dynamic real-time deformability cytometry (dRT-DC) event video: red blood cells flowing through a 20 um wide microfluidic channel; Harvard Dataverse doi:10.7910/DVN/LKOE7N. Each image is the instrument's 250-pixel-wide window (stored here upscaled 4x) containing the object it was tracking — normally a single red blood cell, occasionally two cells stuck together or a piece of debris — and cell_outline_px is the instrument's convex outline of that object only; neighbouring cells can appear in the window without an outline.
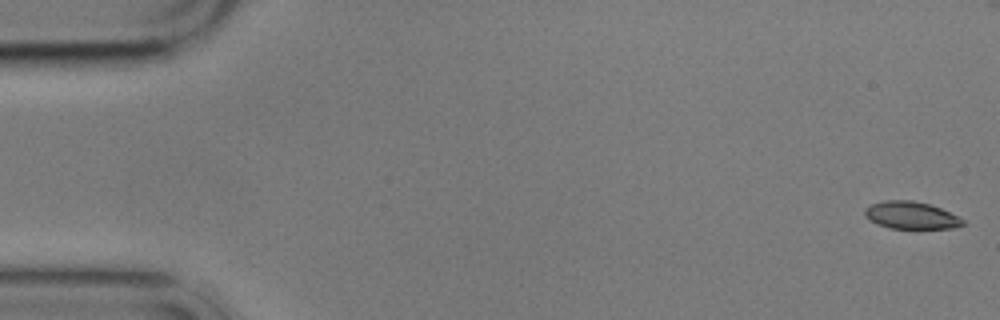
{"species": "common noctule bat (a hibernating species)", "species_latin": "Nyctalus noctula", "temperature_condition": "cold", "stored_images_in_passage": 15, "camera_frame_rate_fps": 3000, "um_per_image_px": 0.085, "animal": {"sex": "male", "body_mass_g": 17.9}, "frame": {"image": 1, "passage_image": 1, "time_ms": 0.0, "image_size_px": [1000, 320], "cell_outline_px": [[964, 224], [952, 228], [916, 232], [888, 228], [876, 224], [868, 220], [864, 216], [864, 208], [872, 204], [884, 200], [912, 200], [928, 204], [940, 208], [964, 220]], "centroid_in_image_um": [77.4, 18.37], "position_along_channel_um": 7.6, "area_um2": 16.47}}
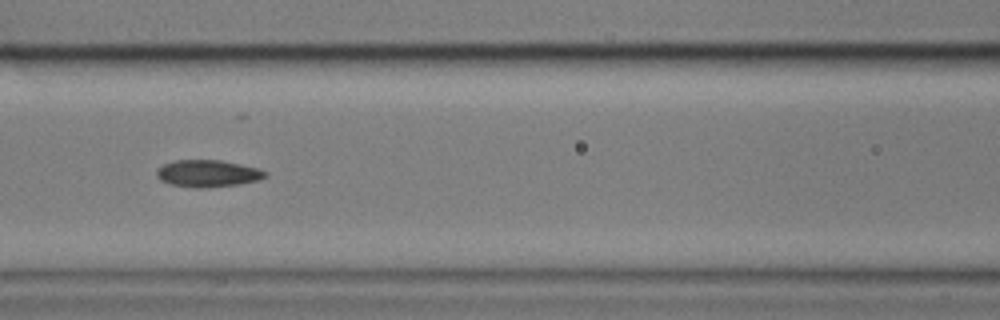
{"frame": {"image": 2, "passage_image": 7, "time_ms": 8.0, "image_size_px": [1000, 320], "cell_outline_px": [[268, 176], [260, 180], [240, 184], [204, 188], [196, 188], [168, 184], [160, 180], [156, 176], [156, 168], [164, 164], [176, 160], [220, 160], [260, 168], [268, 172]], "centroid_in_image_um": [17.68, 14.75], "position_along_channel_um": 148.9, "area_um2": 17.4}}
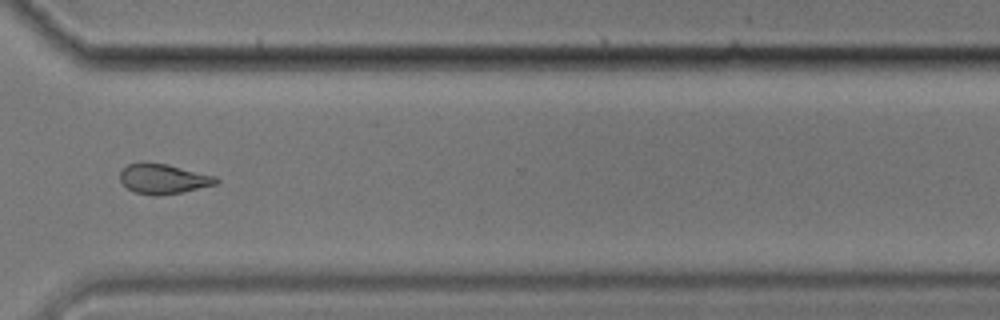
{"frame": {"image": 3, "passage_image": 12, "time_ms": 14.0, "image_size_px": [1000, 320], "cell_outline_px": [[220, 180], [216, 184], [180, 192], [156, 196], [152, 196], [136, 192], [128, 188], [120, 180], [120, 172], [128, 164], [168, 164], [216, 176]], "centroid_in_image_um": [13.91, 15.22], "position_along_channel_um": 356.7, "area_um2": 16.3}, "authors_computed_cell_mechanics": {"area_um2": 16.8198, "velocity_mm_per_s": 3.4681, "shape_relaxation_time_tau1_ms": 3.6724, "shape_relaxation_time_tau2_ms": 4.0436, "deformation_change_tau1": 0.1101, "deformation_change_tau2": 0.0926}}